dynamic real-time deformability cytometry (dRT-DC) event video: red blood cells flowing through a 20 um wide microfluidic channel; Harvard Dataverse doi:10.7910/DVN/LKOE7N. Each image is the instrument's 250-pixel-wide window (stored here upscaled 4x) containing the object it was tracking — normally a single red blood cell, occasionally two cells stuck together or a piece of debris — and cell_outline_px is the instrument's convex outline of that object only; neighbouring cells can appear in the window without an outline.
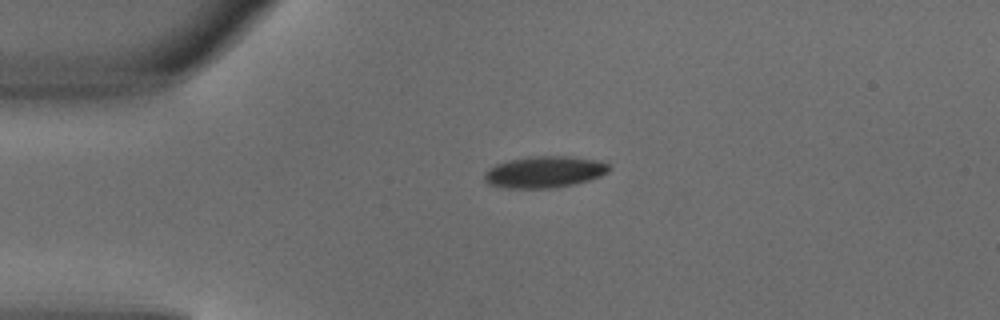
{"species": "common noctule bat (a hibernating species)", "species_latin": "Nyctalus noctula", "temperature_condition": "warm", "stored_images_in_passage": 4, "camera_frame_rate_fps": 3000, "um_per_image_px": 0.085, "animal": {"sex": "male", "body_mass_g": 18.8}, "frame": {"image": 1, "passage_image": 4, "time_ms": 1.0, "image_size_px": [1000, 320], "cell_outline_px": [[612, 168], [608, 172], [600, 176], [576, 184], [556, 188], [500, 188], [488, 184], [484, 180], [484, 172], [488, 168], [496, 164], [508, 160], [528, 156], [572, 156], [600, 160], [608, 164]], "centroid_in_image_um": [46.27, 14.61], "position_along_channel_um": 38.7, "area_um2": 23.41}}